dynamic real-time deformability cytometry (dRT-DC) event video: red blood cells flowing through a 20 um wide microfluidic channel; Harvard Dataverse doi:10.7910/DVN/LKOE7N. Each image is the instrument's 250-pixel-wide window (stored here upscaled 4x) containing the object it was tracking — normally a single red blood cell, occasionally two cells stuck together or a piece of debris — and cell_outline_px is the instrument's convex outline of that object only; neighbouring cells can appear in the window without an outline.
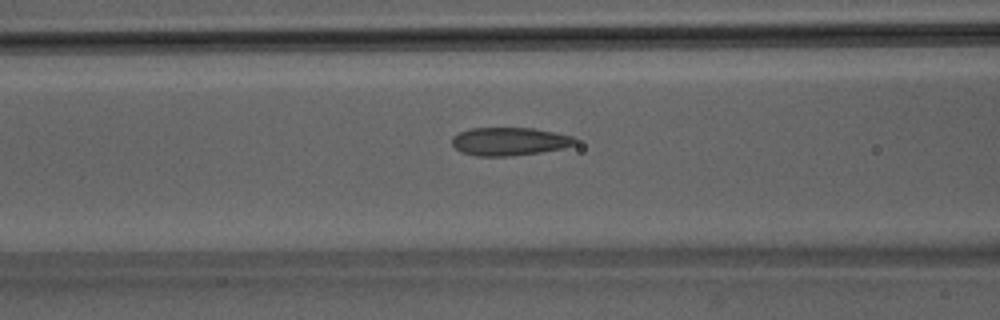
{"species": "Egyptian fruit bat (a non-hibernating species)", "species_latin": "Rousettus aegyptiacus", "temperature_condition": "room temperature", "stored_images_in_passage": 51, "camera_frame_rate_fps": 3000, "um_per_image_px": 0.085, "animal": {"sex": "male"}, "frame": {"image": 1, "passage_image": 21, "time_ms": 6.667, "image_size_px": [1000, 320], "cell_outline_px": [[576, 144], [564, 148], [540, 152], [512, 156], [476, 156], [460, 152], [452, 144], [452, 136], [460, 132], [472, 128], [532, 128], [572, 136], [576, 140]], "centroid_in_image_um": [43.27, 12.03], "position_along_channel_um": 123.3, "area_um2": 20.11}}
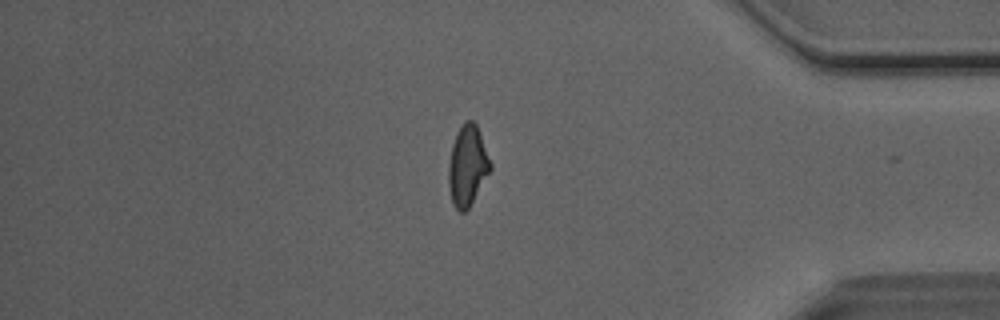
{"frame": {"image": 2, "passage_image": 43, "time_ms": 14.0, "image_size_px": [1000, 320], "cell_outline_px": [[492, 168], [468, 208], [464, 212], [460, 212], [452, 204], [448, 184], [448, 168], [452, 144], [456, 132], [464, 120], [472, 120], [476, 124], [492, 164]], "centroid_in_image_um": [39.72, 14.07], "position_along_channel_um": 395.5, "area_um2": 19.54}}
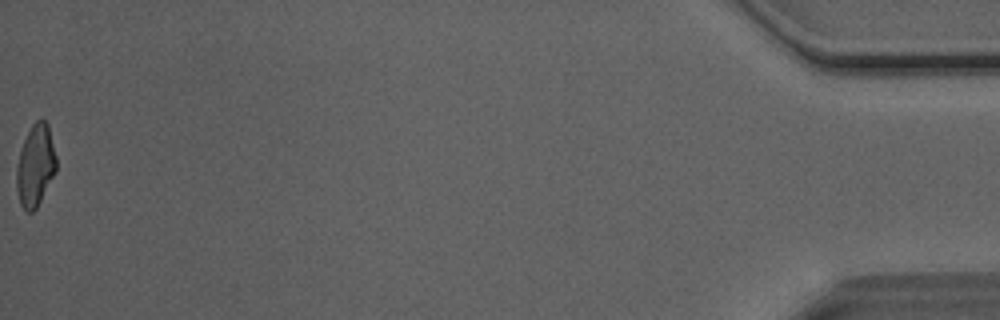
{"frame": {"image": 3, "passage_image": 51, "time_ms": 16.667, "image_size_px": [1000, 320], "cell_outline_px": [[56, 172], [36, 208], [32, 212], [24, 212], [20, 204], [16, 188], [16, 168], [20, 152], [24, 140], [32, 124], [36, 120], [44, 120], [48, 124], [56, 156]], "centroid_in_image_um": [3.0, 14.1], "position_along_channel_um": 432.2, "area_um2": 18.9}, "authors_computed_cell_mechanics": {"area_um2": 19.8832, "velocity_mm_per_s": 4.1046, "shape_relaxation_time_tau1_ms": 8.3596, "shape_relaxation_time_tau2_ms": 1.6591, "deformation_change_tau1": 0.2022, "deformation_change_tau2": 0.078}}